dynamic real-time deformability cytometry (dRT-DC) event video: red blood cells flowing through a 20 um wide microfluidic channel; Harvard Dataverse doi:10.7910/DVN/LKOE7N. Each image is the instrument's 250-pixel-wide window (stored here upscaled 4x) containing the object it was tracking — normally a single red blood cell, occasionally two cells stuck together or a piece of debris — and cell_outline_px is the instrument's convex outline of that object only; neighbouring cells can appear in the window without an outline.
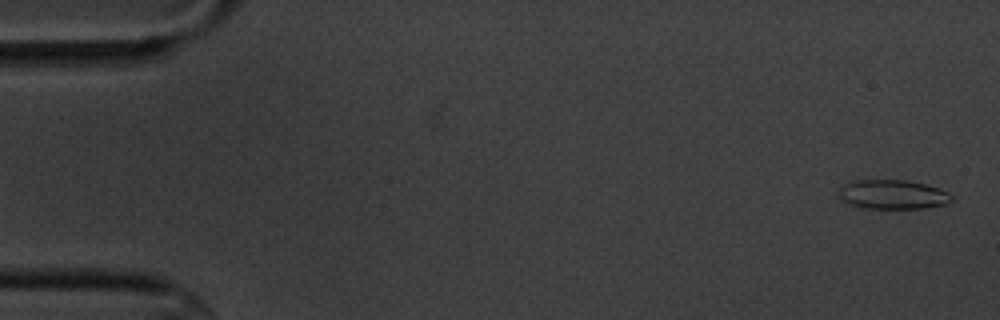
{"species": "common noctule bat (a hibernating species)", "species_latin": "Nyctalus noctula", "temperature_condition": "cold", "stored_images_in_passage": 6, "camera_frame_rate_fps": 3000, "um_per_image_px": 0.085, "animal": {"sex": "male", "body_mass_g": 20.1, "forearm_length_mm": 53.5}, "frame": {"image": 1, "passage_image": 1, "time_ms": 0.0, "image_size_px": [1000, 320], "cell_outline_px": [[952, 200], [944, 204], [924, 208], [860, 208], [848, 204], [836, 196], [840, 188], [844, 184], [856, 180], [908, 180], [940, 188], [948, 192], [952, 196]], "centroid_in_image_um": [75.84, 16.53], "position_along_channel_um": 9.2, "area_um2": 19.36}}
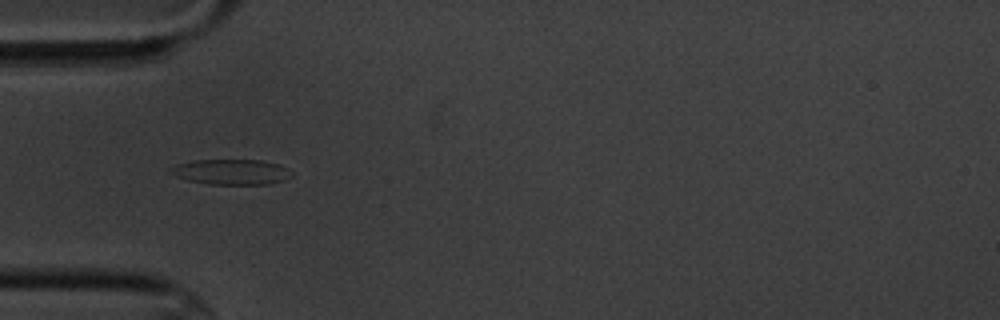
{"frame": {"image": 2, "passage_image": 5, "time_ms": 5.333, "image_size_px": [1000, 320], "cell_outline_px": [[292, 176], [284, 180], [268, 184], [208, 184], [188, 180], [176, 176], [168, 172], [168, 168], [176, 164], [192, 160], [260, 160], [276, 164], [288, 168], [292, 172]], "centroid_in_image_um": [19.62, 14.61], "position_along_channel_um": 65.4, "area_um2": 17.92}}
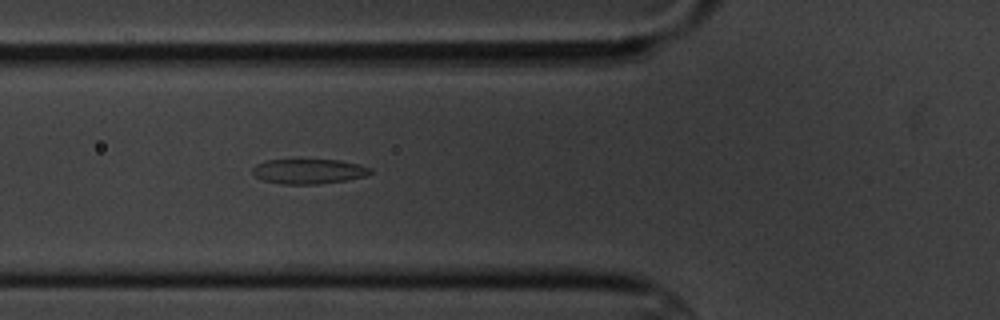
{"frame": {"image": 3, "passage_image": 6, "time_ms": 6.333, "image_size_px": [1000, 320], "cell_outline_px": [[372, 172], [364, 176], [348, 180], [320, 184], [284, 184], [264, 180], [256, 176], [252, 172], [252, 168], [256, 164], [264, 160], [340, 160], [360, 164], [372, 168]], "centroid_in_image_um": [26.26, 14.56], "position_along_channel_um": 99.5, "area_um2": 17.11}}